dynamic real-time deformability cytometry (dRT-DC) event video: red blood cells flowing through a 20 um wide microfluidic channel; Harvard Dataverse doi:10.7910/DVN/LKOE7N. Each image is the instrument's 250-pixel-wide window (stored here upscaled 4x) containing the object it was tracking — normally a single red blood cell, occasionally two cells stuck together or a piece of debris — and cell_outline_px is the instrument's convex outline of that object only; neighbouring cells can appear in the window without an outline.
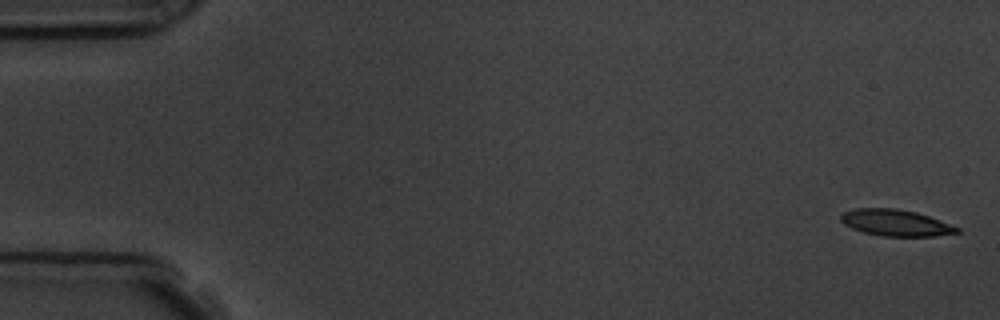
{"species": "common noctule bat (a hibernating species)", "species_latin": "Nyctalus noctula", "temperature_condition": "room temperature", "stored_images_in_passage": 5, "camera_frame_rate_fps": 3000, "um_per_image_px": 0.085, "animal": {"sex": "male", "body_mass_g": 19.5, "forearm_length_mm": 54.6}, "frame": {"image": 1, "passage_image": 1, "time_ms": 0.0, "image_size_px": [1000, 320], "cell_outline_px": [[960, 232], [932, 236], [880, 236], [864, 232], [852, 228], [844, 224], [840, 220], [840, 216], [844, 212], [856, 208], [896, 208], [916, 212], [928, 216], [960, 228]], "centroid_in_image_um": [76.1, 18.93], "position_along_channel_um": 8.9, "area_um2": 17.74}}
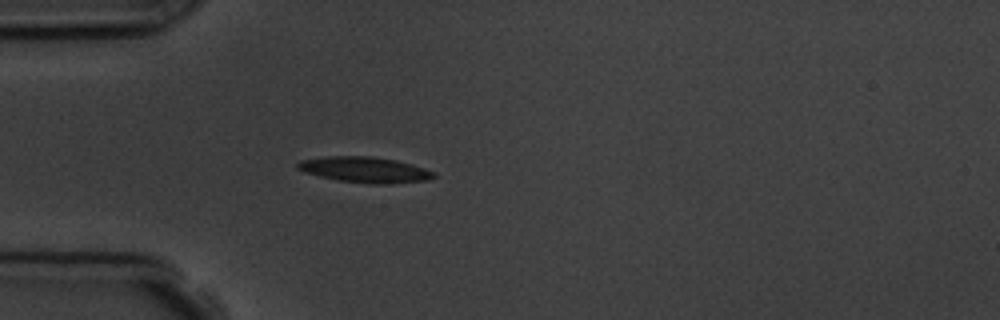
{"frame": {"image": 2, "passage_image": 5, "time_ms": 4.667, "image_size_px": [1000, 320], "cell_outline_px": [[436, 176], [428, 180], [392, 184], [372, 184], [340, 180], [320, 176], [304, 172], [296, 168], [296, 164], [300, 160], [328, 156], [372, 156], [396, 160], [412, 164], [436, 172]], "centroid_in_image_um": [31.04, 14.42], "position_along_channel_um": 54.0, "area_um2": 20.46}}